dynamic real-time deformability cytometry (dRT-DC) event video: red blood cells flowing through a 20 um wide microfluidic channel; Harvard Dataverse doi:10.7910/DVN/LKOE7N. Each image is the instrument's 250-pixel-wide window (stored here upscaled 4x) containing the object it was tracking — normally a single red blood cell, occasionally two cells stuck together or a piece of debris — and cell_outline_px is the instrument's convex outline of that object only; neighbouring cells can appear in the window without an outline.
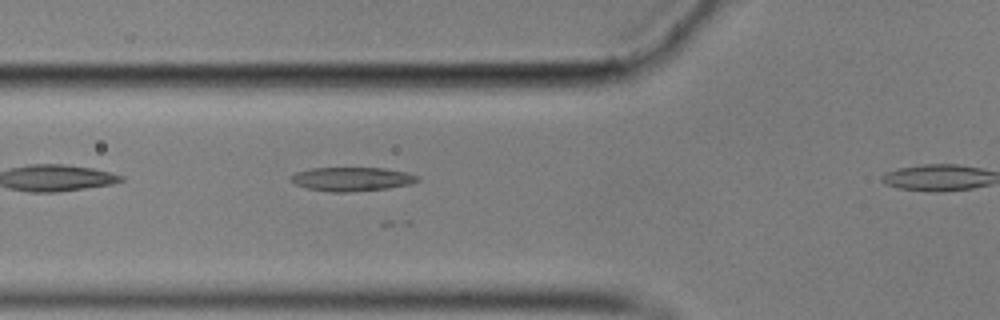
{"species": "common noctule bat (a hibernating species)", "species_latin": "Nyctalus noctula", "temperature_condition": "cold", "stored_images_in_passage": 36, "camera_frame_rate_fps": 3000, "um_per_image_px": 0.085, "animal": {"sex": "male", "body_mass_g": 17.9}, "frame": {"image": 1, "passage_image": 12, "time_ms": 3.667, "image_size_px": [1000, 320], "cell_outline_px": [[420, 180], [412, 184], [388, 188], [348, 192], [332, 192], [308, 188], [296, 184], [288, 176], [296, 172], [312, 168], [384, 168], [408, 172], [420, 176]], "centroid_in_image_um": [29.96, 15.21], "position_along_channel_um": 95.8, "area_um2": 17.69}}
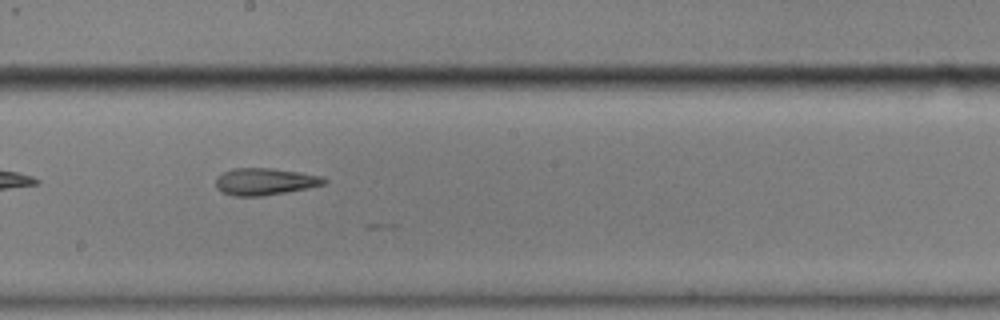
{"frame": {"image": 2, "passage_image": 23, "time_ms": 7.333, "image_size_px": [1000, 320], "cell_outline_px": [[328, 180], [324, 184], [284, 192], [260, 196], [232, 196], [220, 192], [216, 188], [216, 176], [232, 168], [272, 168], [300, 172], [320, 176]], "centroid_in_image_um": [22.44, 15.43], "position_along_channel_um": 225.8, "area_um2": 16.94}}
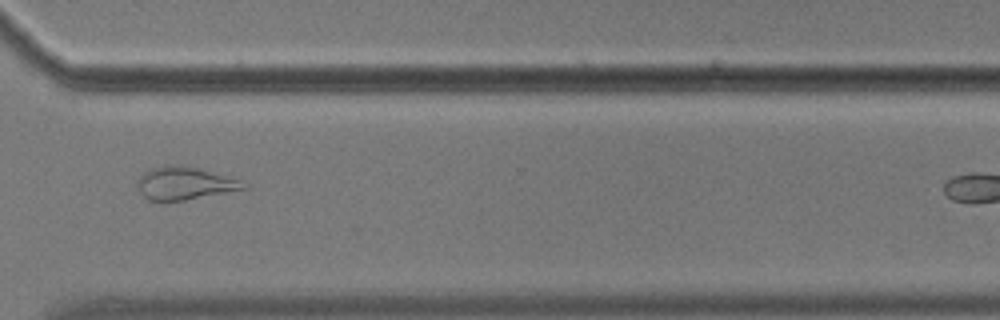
{"frame": {"image": 3, "passage_image": 34, "time_ms": 11.0, "image_size_px": [1000, 320], "cell_outline_px": [[248, 188], [184, 200], [148, 200], [136, 188], [136, 180], [148, 168], [164, 164], [180, 164], [200, 168], [240, 180], [248, 184]], "centroid_in_image_um": [15.65, 15.55], "position_along_channel_um": 355.0, "area_um2": 20.52}, "authors_computed_cell_mechanics": {"area_um2": 16.7331, "velocity_mm_per_s": 3.5127, "shape_relaxation_time_tau1_ms": 10.0641, "shape_relaxation_time_tau2_ms": null, "deformation_change_tau1": 0.2348, "deformation_change_tau2": null}}